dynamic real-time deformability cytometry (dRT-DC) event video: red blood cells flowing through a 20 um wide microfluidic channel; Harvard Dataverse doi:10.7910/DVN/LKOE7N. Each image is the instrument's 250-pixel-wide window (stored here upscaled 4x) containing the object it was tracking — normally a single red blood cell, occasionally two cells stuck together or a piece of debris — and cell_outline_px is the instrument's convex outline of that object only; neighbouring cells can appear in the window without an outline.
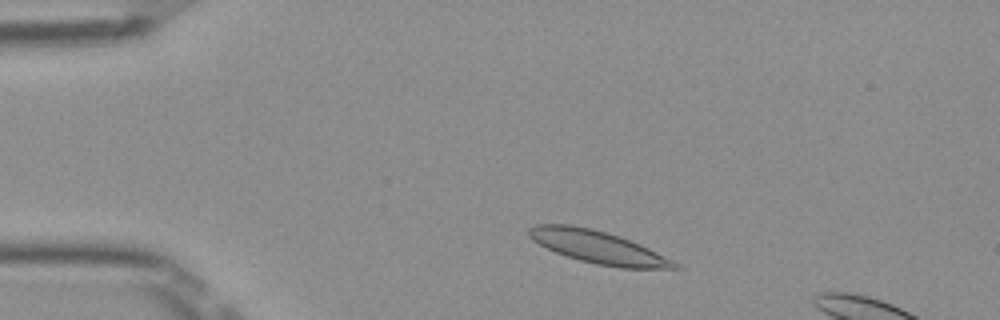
{"species": "Egyptian fruit bat (a non-hibernating species)", "species_latin": "Rousettus aegyptiacus", "temperature_condition": "room temperature", "stored_images_in_passage": 46, "camera_frame_rate_fps": 3000, "um_per_image_px": 0.085, "frame": {"image": 1, "passage_image": 5, "time_ms": 1.333, "image_size_px": [1000, 320], "cell_outline_px": [[680, 268], [620, 268], [596, 264], [580, 260], [556, 252], [532, 240], [528, 236], [528, 228], [536, 224], [572, 224], [592, 228], [620, 236], [640, 244], [672, 260]], "centroid_in_image_um": [50.78, 20.98], "position_along_channel_um": 34.2, "area_um2": 27.4}}
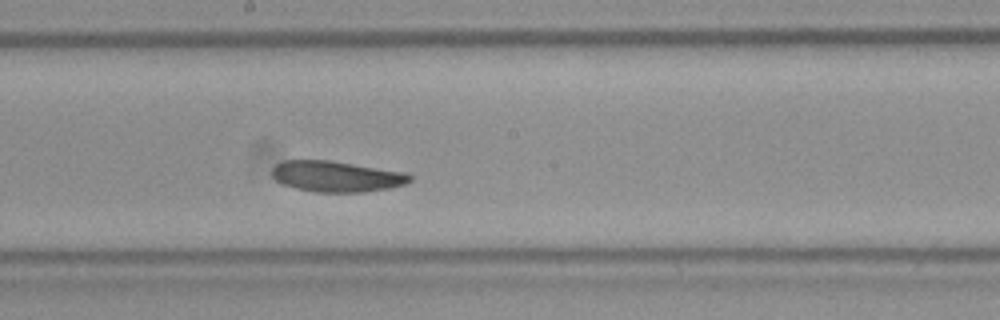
{"frame": {"image": 2, "passage_image": 23, "time_ms": 7.333, "image_size_px": [1000, 320], "cell_outline_px": [[412, 180], [404, 184], [388, 188], [364, 192], [316, 192], [296, 188], [284, 184], [276, 180], [272, 176], [272, 168], [276, 164], [284, 160], [328, 160], [404, 172], [412, 176]], "centroid_in_image_um": [28.58, 14.99], "position_along_channel_um": 219.6, "area_um2": 24.57}}
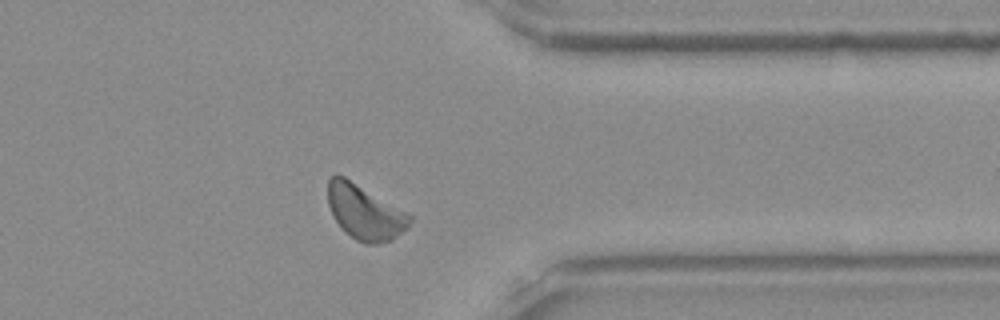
{"frame": {"image": 3, "passage_image": 36, "time_ms": 11.667, "image_size_px": [1000, 320], "cell_outline_px": [[412, 220], [408, 228], [392, 240], [376, 244], [364, 244], [356, 240], [340, 228], [332, 216], [328, 204], [328, 180], [336, 172], [344, 176], [412, 216]], "centroid_in_image_um": [30.98, 18.05], "position_along_channel_um": 380.4, "area_um2": 26.07}}